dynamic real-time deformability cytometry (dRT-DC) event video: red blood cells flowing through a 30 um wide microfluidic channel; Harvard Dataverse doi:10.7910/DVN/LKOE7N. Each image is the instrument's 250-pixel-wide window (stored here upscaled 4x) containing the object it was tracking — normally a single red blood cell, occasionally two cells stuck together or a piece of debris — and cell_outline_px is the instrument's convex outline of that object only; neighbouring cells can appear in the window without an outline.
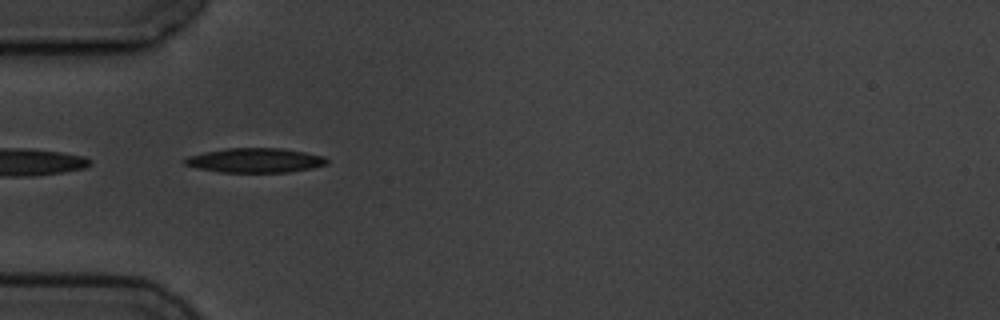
{"species": "common noctule bat (a hibernating species)", "species_latin": "Nyctalus noctula", "temperature_condition": "cold", "stored_images_in_passage": 4, "camera_frame_rate_fps": 3000, "um_per_image_px": 0.085, "animal": {"sex": "male", "body_mass_g": 19.5, "forearm_length_mm": 54.6}, "frame": {"image": 1, "passage_image": 4, "time_ms": 3.667, "image_size_px": [1000, 320], "cell_outline_px": [[328, 164], [312, 168], [288, 172], [220, 172], [196, 168], [184, 164], [180, 160], [188, 156], [204, 152], [228, 148], [280, 148], [304, 152], [324, 156], [328, 160]], "centroid_in_image_um": [21.66, 13.63], "position_along_channel_um": 63.3, "area_um2": 20.35}}